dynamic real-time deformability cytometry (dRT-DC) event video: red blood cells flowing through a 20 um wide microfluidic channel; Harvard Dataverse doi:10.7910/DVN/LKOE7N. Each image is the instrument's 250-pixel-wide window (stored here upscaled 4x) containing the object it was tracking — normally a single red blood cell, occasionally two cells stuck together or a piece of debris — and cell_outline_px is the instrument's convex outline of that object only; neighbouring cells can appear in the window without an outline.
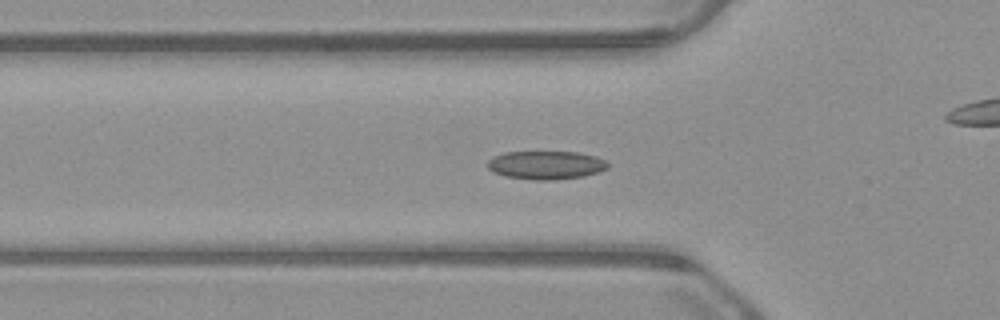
{"species": "common noctule bat (a hibernating species)", "species_latin": "Nyctalus noctula", "temperature_condition": "warm", "stored_images_in_passage": 41, "camera_frame_rate_fps": 3000, "um_per_image_px": 0.085, "animal": {"sex": "male", "body_mass_g": 23.1, "forearm_length_mm": 52.7}, "frame": {"image": 1, "passage_image": 4, "time_ms": 1.0, "image_size_px": [1000, 320], "cell_outline_px": [[608, 168], [600, 172], [584, 176], [552, 180], [532, 180], [504, 176], [492, 172], [488, 168], [488, 160], [492, 156], [504, 152], [580, 152], [596, 156], [604, 160], [608, 164]], "centroid_in_image_um": [46.39, 14.03], "position_along_channel_um": 79.4, "area_um2": 20.11}}
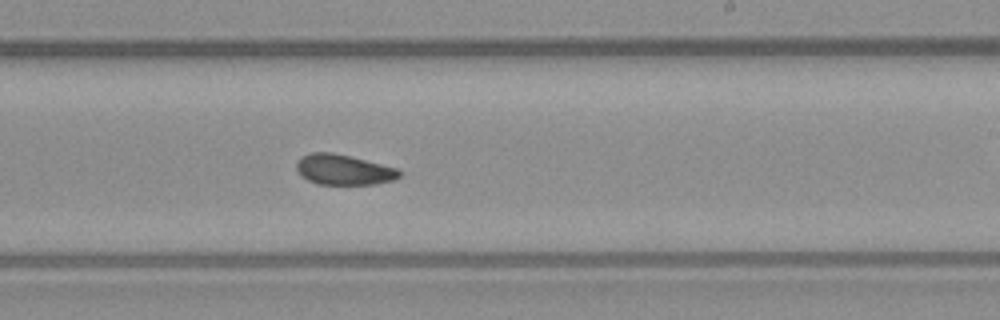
{"frame": {"image": 2, "passage_image": 18, "time_ms": 5.667, "image_size_px": [1000, 320], "cell_outline_px": [[404, 172], [400, 176], [392, 180], [376, 184], [316, 184], [308, 180], [296, 168], [296, 164], [300, 156], [312, 152], [332, 152], [400, 168]], "centroid_in_image_um": [29.25, 14.42], "position_along_channel_um": 259.7, "area_um2": 18.26}}
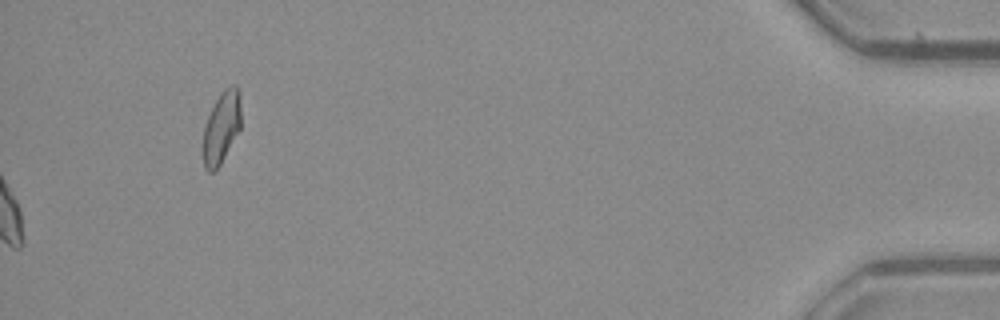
{"frame": {"image": 3, "passage_image": 41, "time_ms": 13.333, "image_size_px": [1000, 320], "cell_outline_px": [[240, 128], [220, 164], [212, 172], [208, 172], [204, 168], [200, 148], [204, 128], [208, 116], [216, 100], [224, 88], [232, 84], [236, 84], [240, 92]], "centroid_in_image_um": [18.78, 10.85], "position_along_channel_um": 416.4, "area_um2": 16.13}, "authors_computed_cell_mechanics": {"area_um2": 18.6694, "velocity_mm_per_s": 3.8483, "shape_relaxation_time_tau1_ms": null, "shape_relaxation_time_tau2_ms": 2.6954, "deformation_change_tau1": null, "deformation_change_tau2": 0.0766}}